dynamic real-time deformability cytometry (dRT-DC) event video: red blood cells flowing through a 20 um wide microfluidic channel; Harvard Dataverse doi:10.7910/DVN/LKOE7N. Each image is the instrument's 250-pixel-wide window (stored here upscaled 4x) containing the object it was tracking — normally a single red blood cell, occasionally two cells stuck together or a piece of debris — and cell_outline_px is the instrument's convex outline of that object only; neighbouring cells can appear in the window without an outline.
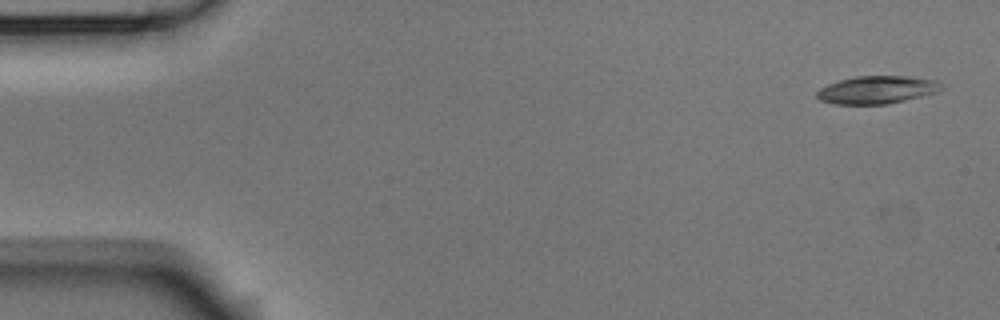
{"species": "Egyptian fruit bat (a non-hibernating species)", "species_latin": "Rousettus aegyptiacus", "temperature_condition": "room temperature", "stored_images_in_passage": 5, "camera_frame_rate_fps": 3000, "um_per_image_px": 0.085, "animal": {"sex": "male"}, "frame": {"image": 1, "passage_image": 1, "time_ms": 0.0, "image_size_px": [1000, 320], "cell_outline_px": [[944, 88], [936, 92], [888, 104], [836, 104], [820, 100], [816, 96], [816, 92], [820, 88], [828, 84], [840, 80], [856, 76], [912, 76], [936, 80]], "centroid_in_image_um": [74.53, 7.63], "position_along_channel_um": 10.5, "area_um2": 20.06}}